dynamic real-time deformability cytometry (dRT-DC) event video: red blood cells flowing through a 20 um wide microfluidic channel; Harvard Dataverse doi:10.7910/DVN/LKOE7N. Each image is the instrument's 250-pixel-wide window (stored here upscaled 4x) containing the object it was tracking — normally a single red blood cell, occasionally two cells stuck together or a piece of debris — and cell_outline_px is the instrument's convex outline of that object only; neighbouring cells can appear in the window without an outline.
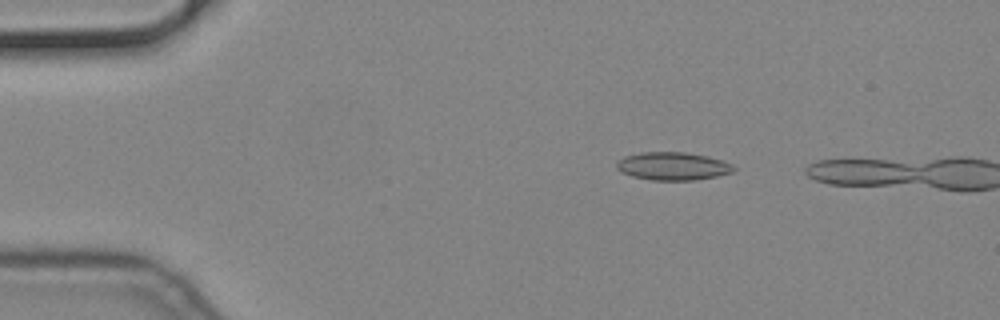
{"species": "common noctule bat (a hibernating species)", "species_latin": "Nyctalus noctula", "temperature_condition": "cold", "stored_images_in_passage": 12, "camera_frame_rate_fps": 3000, "um_per_image_px": 0.085, "animal": {"sex": "male", "body_mass_g": 19.2, "forearm_length_mm": 51.8}, "frame": {"image": 1, "passage_image": 10, "time_ms": 3.0, "image_size_px": [1000, 320], "cell_outline_px": [[736, 168], [732, 172], [716, 176], [692, 180], [652, 180], [632, 176], [620, 172], [616, 168], [616, 160], [624, 156], [640, 152], [684, 152], [704, 156], [720, 160], [732, 164]], "centroid_in_image_um": [57.12, 14.12], "position_along_channel_um": 27.9, "area_um2": 19.02}}